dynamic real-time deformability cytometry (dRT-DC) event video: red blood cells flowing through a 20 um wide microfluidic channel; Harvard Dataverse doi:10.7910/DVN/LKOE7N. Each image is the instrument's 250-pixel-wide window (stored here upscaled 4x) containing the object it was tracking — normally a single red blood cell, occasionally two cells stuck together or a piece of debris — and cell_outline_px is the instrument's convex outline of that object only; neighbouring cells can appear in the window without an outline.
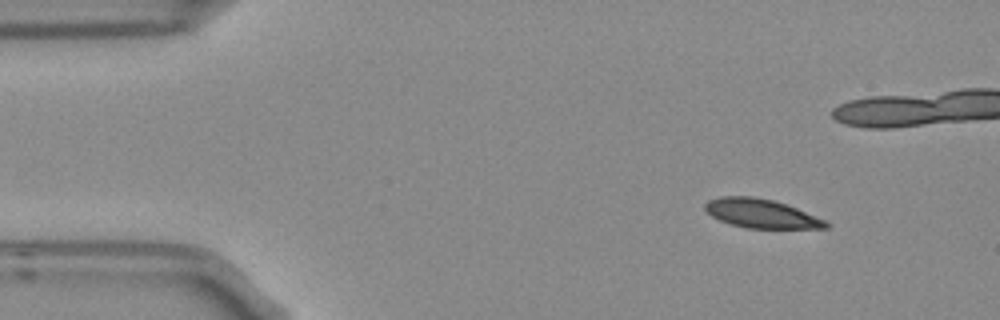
{"species": "Egyptian fruit bat (a non-hibernating species)", "species_latin": "Rousettus aegyptiacus", "temperature_condition": "room temperature", "stored_images_in_passage": 6, "camera_frame_rate_fps": 3000, "um_per_image_px": 0.085, "frame": {"image": 1, "passage_image": 1, "time_ms": 0.0, "image_size_px": [1000, 320], "cell_outline_px": [[828, 228], [748, 228], [732, 224], [720, 220], [712, 216], [704, 208], [704, 204], [708, 200], [720, 196], [752, 196], [772, 200], [796, 208], [824, 220], [828, 224]], "centroid_in_image_um": [64.65, 18.14], "position_along_channel_um": 20.3, "area_um2": 20.0}}